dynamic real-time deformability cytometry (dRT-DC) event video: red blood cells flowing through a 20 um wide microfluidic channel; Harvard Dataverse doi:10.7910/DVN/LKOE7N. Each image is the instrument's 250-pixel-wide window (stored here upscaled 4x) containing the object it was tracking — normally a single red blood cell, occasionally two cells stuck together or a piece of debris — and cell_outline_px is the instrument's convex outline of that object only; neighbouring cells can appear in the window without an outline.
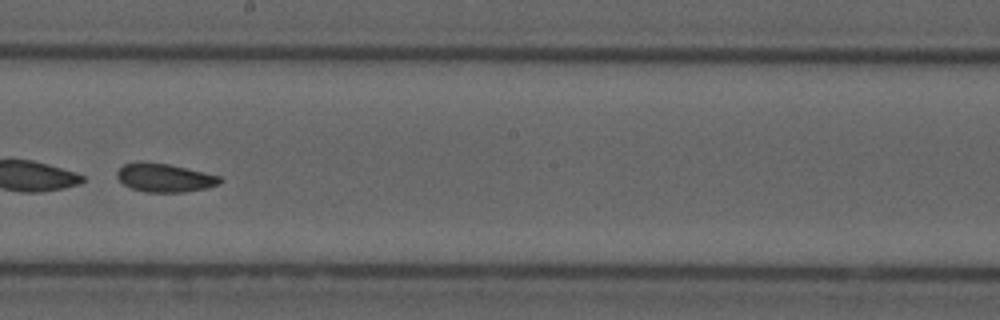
{"species": "common noctule bat (a hibernating species)", "species_latin": "Nyctalus noctula", "temperature_condition": "cold", "stored_images_in_passage": 42, "camera_frame_rate_fps": 3000, "um_per_image_px": 0.085, "animal": {"sex": "male", "forearm_length_mm": 52.5}, "frame": {"image": 1, "passage_image": 19, "time_ms": 6.0, "image_size_px": [1000, 320], "cell_outline_px": [[224, 180], [220, 184], [208, 188], [184, 192], [144, 192], [132, 188], [124, 184], [116, 176], [116, 172], [124, 164], [140, 160], [168, 164], [204, 172], [220, 176]], "centroid_in_image_um": [14.0, 15.1], "position_along_channel_um": 234.2, "area_um2": 17.28}, "authors_computed_cell_mechanics": {"area_um2": 18.207, "velocity_mm_per_s": 3.7157, "shape_relaxation_time_tau1_ms": 0.4428, "shape_relaxation_time_tau2_ms": 3.3491, "deformation_change_tau1": 0.2172, "deformation_change_tau2": 0.0914}}